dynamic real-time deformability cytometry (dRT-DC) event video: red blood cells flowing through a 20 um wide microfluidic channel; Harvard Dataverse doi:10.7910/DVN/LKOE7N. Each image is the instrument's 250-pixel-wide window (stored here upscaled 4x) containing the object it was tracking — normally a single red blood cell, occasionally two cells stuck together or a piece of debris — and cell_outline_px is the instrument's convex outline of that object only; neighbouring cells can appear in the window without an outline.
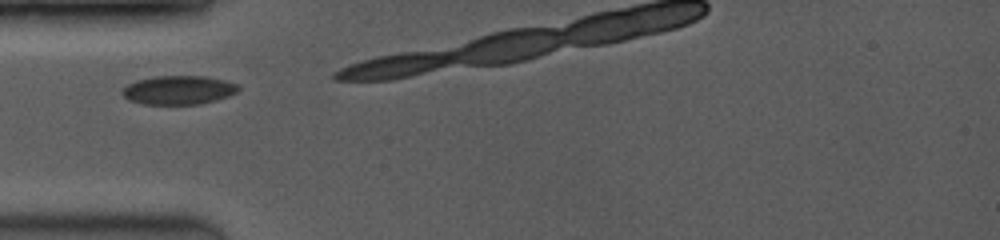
{"species": "common noctule bat (a hibernating species)", "species_latin": "Nyctalus noctula", "temperature_condition": "room temperature", "stored_images_in_passage": 2, "camera_frame_rate_fps": 3500, "um_per_image_px": 0.085, "animal": {"sex": "female", "body_mass_g": 19.0, "forearm_length_mm": 53.3}, "frame": {"image": 1, "passage_image": 1, "time_ms": 0.0, "image_size_px": [1000, 240], "cell_outline_px": [[240, 88], [236, 92], [228, 96], [216, 100], [200, 104], [144, 104], [128, 100], [120, 92], [128, 84], [136, 80], [152, 76], [204, 76], [224, 80], [236, 84]], "centroid_in_image_um": [15.15, 7.65], "position_along_channel_um": 69.9, "area_um2": 19.48}}